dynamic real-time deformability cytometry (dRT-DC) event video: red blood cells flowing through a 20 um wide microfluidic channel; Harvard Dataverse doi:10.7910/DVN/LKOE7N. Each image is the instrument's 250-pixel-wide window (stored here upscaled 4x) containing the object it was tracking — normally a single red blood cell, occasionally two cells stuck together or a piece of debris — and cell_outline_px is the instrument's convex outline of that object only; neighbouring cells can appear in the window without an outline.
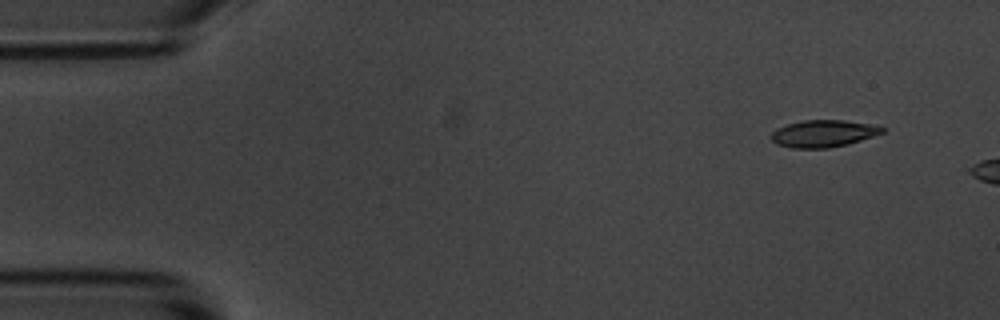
{"species": "common noctule bat (a hibernating species)", "species_latin": "Nyctalus noctula", "temperature_condition": "room temperature", "stored_images_in_passage": 5, "camera_frame_rate_fps": 3000, "um_per_image_px": 0.085, "animal": {"sex": "male", "body_mass_g": 20.1, "forearm_length_mm": 53.5}, "frame": {"image": 1, "passage_image": 1, "time_ms": 0.0, "image_size_px": [1000, 320], "cell_outline_px": [[884, 132], [848, 144], [828, 148], [792, 148], [776, 144], [772, 140], [772, 132], [776, 128], [788, 124], [804, 120], [844, 120], [872, 124], [884, 128]], "centroid_in_image_um": [69.97, 11.35], "position_along_channel_um": 15.0, "area_um2": 17.4}}